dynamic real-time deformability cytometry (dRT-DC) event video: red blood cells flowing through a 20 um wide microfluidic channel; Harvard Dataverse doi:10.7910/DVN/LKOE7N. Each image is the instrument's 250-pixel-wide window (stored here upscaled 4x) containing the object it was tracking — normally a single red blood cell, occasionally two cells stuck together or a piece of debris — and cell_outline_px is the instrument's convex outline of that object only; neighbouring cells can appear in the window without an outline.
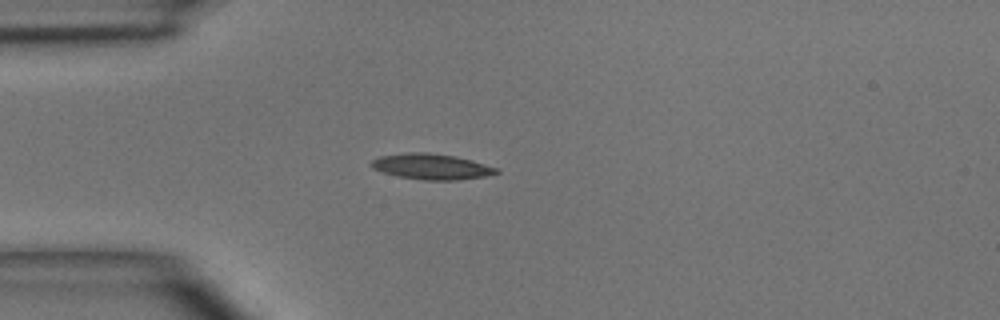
{"species": "common noctule bat (a hibernating species)", "species_latin": "Nyctalus noctula", "temperature_condition": "room temperature", "stored_images_in_passage": 3, "camera_frame_rate_fps": 3000, "um_per_image_px": 0.085, "animal": {"sex": "male", "body_mass_g": 15.6}, "frame": {"image": 1, "passage_image": 3, "time_ms": 2.333, "image_size_px": [1000, 320], "cell_outline_px": [[500, 172], [484, 176], [456, 180], [424, 180], [396, 176], [372, 168], [368, 164], [372, 160], [380, 156], [408, 152], [428, 152], [452, 156], [472, 160], [496, 168]], "centroid_in_image_um": [36.62, 14.16], "position_along_channel_um": 48.4, "area_um2": 18.55}}